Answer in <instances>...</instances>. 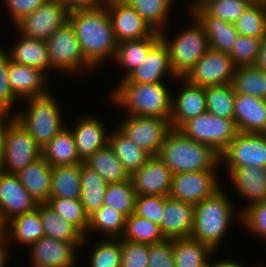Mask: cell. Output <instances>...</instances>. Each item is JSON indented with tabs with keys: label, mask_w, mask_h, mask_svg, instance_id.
I'll use <instances>...</instances> for the list:
<instances>
[{
	"label": "cell",
	"mask_w": 266,
	"mask_h": 267,
	"mask_svg": "<svg viewBox=\"0 0 266 267\" xmlns=\"http://www.w3.org/2000/svg\"><path fill=\"white\" fill-rule=\"evenodd\" d=\"M160 37H144L141 39L123 41L117 44L116 53L112 60L113 66L121 69L119 80H124L145 59L149 49ZM119 66V67H118Z\"/></svg>",
	"instance_id": "cell-30"
},
{
	"label": "cell",
	"mask_w": 266,
	"mask_h": 267,
	"mask_svg": "<svg viewBox=\"0 0 266 267\" xmlns=\"http://www.w3.org/2000/svg\"><path fill=\"white\" fill-rule=\"evenodd\" d=\"M108 144L130 175L151 157L148 152L137 146L117 126L110 128Z\"/></svg>",
	"instance_id": "cell-31"
},
{
	"label": "cell",
	"mask_w": 266,
	"mask_h": 267,
	"mask_svg": "<svg viewBox=\"0 0 266 267\" xmlns=\"http://www.w3.org/2000/svg\"><path fill=\"white\" fill-rule=\"evenodd\" d=\"M5 4L9 22L14 26L18 21H20L24 16L31 14L39 6L43 5L48 0H2Z\"/></svg>",
	"instance_id": "cell-54"
},
{
	"label": "cell",
	"mask_w": 266,
	"mask_h": 267,
	"mask_svg": "<svg viewBox=\"0 0 266 267\" xmlns=\"http://www.w3.org/2000/svg\"><path fill=\"white\" fill-rule=\"evenodd\" d=\"M45 42L51 67L57 75L60 73L72 77V80L73 78L78 80V78H82L81 76L97 72L83 55L74 28L69 21L57 29Z\"/></svg>",
	"instance_id": "cell-7"
},
{
	"label": "cell",
	"mask_w": 266,
	"mask_h": 267,
	"mask_svg": "<svg viewBox=\"0 0 266 267\" xmlns=\"http://www.w3.org/2000/svg\"><path fill=\"white\" fill-rule=\"evenodd\" d=\"M52 92L42 97L23 100L20 102L21 108L19 107L15 114V118L22 123L41 149L67 127L61 103Z\"/></svg>",
	"instance_id": "cell-5"
},
{
	"label": "cell",
	"mask_w": 266,
	"mask_h": 267,
	"mask_svg": "<svg viewBox=\"0 0 266 267\" xmlns=\"http://www.w3.org/2000/svg\"><path fill=\"white\" fill-rule=\"evenodd\" d=\"M126 217L112 208L103 205L89 217V227L84 237L121 238L125 230ZM97 233V234H96Z\"/></svg>",
	"instance_id": "cell-34"
},
{
	"label": "cell",
	"mask_w": 266,
	"mask_h": 267,
	"mask_svg": "<svg viewBox=\"0 0 266 267\" xmlns=\"http://www.w3.org/2000/svg\"><path fill=\"white\" fill-rule=\"evenodd\" d=\"M173 173L157 156L148 161L130 175L137 196H169Z\"/></svg>",
	"instance_id": "cell-22"
},
{
	"label": "cell",
	"mask_w": 266,
	"mask_h": 267,
	"mask_svg": "<svg viewBox=\"0 0 266 267\" xmlns=\"http://www.w3.org/2000/svg\"><path fill=\"white\" fill-rule=\"evenodd\" d=\"M68 21L74 28L83 55L97 71L114 59L118 43L105 5L69 11Z\"/></svg>",
	"instance_id": "cell-1"
},
{
	"label": "cell",
	"mask_w": 266,
	"mask_h": 267,
	"mask_svg": "<svg viewBox=\"0 0 266 267\" xmlns=\"http://www.w3.org/2000/svg\"><path fill=\"white\" fill-rule=\"evenodd\" d=\"M225 186V187H224ZM227 185L218 190L213 196L203 199L195 205V217L191 237L219 252L223 239L229 237L232 224L241 225V213L234 198L230 197ZM233 222V223H232Z\"/></svg>",
	"instance_id": "cell-2"
},
{
	"label": "cell",
	"mask_w": 266,
	"mask_h": 267,
	"mask_svg": "<svg viewBox=\"0 0 266 267\" xmlns=\"http://www.w3.org/2000/svg\"><path fill=\"white\" fill-rule=\"evenodd\" d=\"M18 37L12 42L9 49L3 50L8 54L10 61L31 66L44 72L49 78L51 73H56L51 67L47 44L44 40L32 39L19 34L13 27Z\"/></svg>",
	"instance_id": "cell-25"
},
{
	"label": "cell",
	"mask_w": 266,
	"mask_h": 267,
	"mask_svg": "<svg viewBox=\"0 0 266 267\" xmlns=\"http://www.w3.org/2000/svg\"><path fill=\"white\" fill-rule=\"evenodd\" d=\"M15 117V115L9 113H0V170L4 161V146L5 135L9 122Z\"/></svg>",
	"instance_id": "cell-55"
},
{
	"label": "cell",
	"mask_w": 266,
	"mask_h": 267,
	"mask_svg": "<svg viewBox=\"0 0 266 267\" xmlns=\"http://www.w3.org/2000/svg\"><path fill=\"white\" fill-rule=\"evenodd\" d=\"M80 163L52 167L50 197L80 199Z\"/></svg>",
	"instance_id": "cell-40"
},
{
	"label": "cell",
	"mask_w": 266,
	"mask_h": 267,
	"mask_svg": "<svg viewBox=\"0 0 266 267\" xmlns=\"http://www.w3.org/2000/svg\"><path fill=\"white\" fill-rule=\"evenodd\" d=\"M231 84L235 94L266 100V71L255 65L236 67Z\"/></svg>",
	"instance_id": "cell-41"
},
{
	"label": "cell",
	"mask_w": 266,
	"mask_h": 267,
	"mask_svg": "<svg viewBox=\"0 0 266 267\" xmlns=\"http://www.w3.org/2000/svg\"><path fill=\"white\" fill-rule=\"evenodd\" d=\"M137 194L131 179L123 182L108 183L103 205L111 206L126 218L135 212Z\"/></svg>",
	"instance_id": "cell-43"
},
{
	"label": "cell",
	"mask_w": 266,
	"mask_h": 267,
	"mask_svg": "<svg viewBox=\"0 0 266 267\" xmlns=\"http://www.w3.org/2000/svg\"><path fill=\"white\" fill-rule=\"evenodd\" d=\"M64 220L74 225L84 236L89 227V216L79 199L50 197L46 202Z\"/></svg>",
	"instance_id": "cell-45"
},
{
	"label": "cell",
	"mask_w": 266,
	"mask_h": 267,
	"mask_svg": "<svg viewBox=\"0 0 266 267\" xmlns=\"http://www.w3.org/2000/svg\"><path fill=\"white\" fill-rule=\"evenodd\" d=\"M207 112L221 118L234 119L235 91L231 83L204 87Z\"/></svg>",
	"instance_id": "cell-42"
},
{
	"label": "cell",
	"mask_w": 266,
	"mask_h": 267,
	"mask_svg": "<svg viewBox=\"0 0 266 267\" xmlns=\"http://www.w3.org/2000/svg\"><path fill=\"white\" fill-rule=\"evenodd\" d=\"M124 115L116 126L137 146L151 156H157L167 133L172 129L170 119Z\"/></svg>",
	"instance_id": "cell-12"
},
{
	"label": "cell",
	"mask_w": 266,
	"mask_h": 267,
	"mask_svg": "<svg viewBox=\"0 0 266 267\" xmlns=\"http://www.w3.org/2000/svg\"><path fill=\"white\" fill-rule=\"evenodd\" d=\"M263 39L239 35L233 43L229 56L236 67L254 65Z\"/></svg>",
	"instance_id": "cell-48"
},
{
	"label": "cell",
	"mask_w": 266,
	"mask_h": 267,
	"mask_svg": "<svg viewBox=\"0 0 266 267\" xmlns=\"http://www.w3.org/2000/svg\"><path fill=\"white\" fill-rule=\"evenodd\" d=\"M121 238L149 245L166 239L159 225L134 213L126 218L125 230Z\"/></svg>",
	"instance_id": "cell-44"
},
{
	"label": "cell",
	"mask_w": 266,
	"mask_h": 267,
	"mask_svg": "<svg viewBox=\"0 0 266 267\" xmlns=\"http://www.w3.org/2000/svg\"><path fill=\"white\" fill-rule=\"evenodd\" d=\"M254 265H255L254 267H264L263 265H261V266H260V265H258V264H257V265H256V264H254Z\"/></svg>",
	"instance_id": "cell-65"
},
{
	"label": "cell",
	"mask_w": 266,
	"mask_h": 267,
	"mask_svg": "<svg viewBox=\"0 0 266 267\" xmlns=\"http://www.w3.org/2000/svg\"><path fill=\"white\" fill-rule=\"evenodd\" d=\"M42 156V149L15 117L5 135L4 161L1 170L16 174Z\"/></svg>",
	"instance_id": "cell-10"
},
{
	"label": "cell",
	"mask_w": 266,
	"mask_h": 267,
	"mask_svg": "<svg viewBox=\"0 0 266 267\" xmlns=\"http://www.w3.org/2000/svg\"><path fill=\"white\" fill-rule=\"evenodd\" d=\"M57 4L65 6L69 11H72V0H49Z\"/></svg>",
	"instance_id": "cell-61"
},
{
	"label": "cell",
	"mask_w": 266,
	"mask_h": 267,
	"mask_svg": "<svg viewBox=\"0 0 266 267\" xmlns=\"http://www.w3.org/2000/svg\"><path fill=\"white\" fill-rule=\"evenodd\" d=\"M8 77L10 88L20 102L42 97L51 92V89H48L50 78L44 72L31 66L14 63L10 59Z\"/></svg>",
	"instance_id": "cell-23"
},
{
	"label": "cell",
	"mask_w": 266,
	"mask_h": 267,
	"mask_svg": "<svg viewBox=\"0 0 266 267\" xmlns=\"http://www.w3.org/2000/svg\"><path fill=\"white\" fill-rule=\"evenodd\" d=\"M175 267H204L216 253L192 237L173 238Z\"/></svg>",
	"instance_id": "cell-32"
},
{
	"label": "cell",
	"mask_w": 266,
	"mask_h": 267,
	"mask_svg": "<svg viewBox=\"0 0 266 267\" xmlns=\"http://www.w3.org/2000/svg\"><path fill=\"white\" fill-rule=\"evenodd\" d=\"M148 267H175L173 239L149 245Z\"/></svg>",
	"instance_id": "cell-53"
},
{
	"label": "cell",
	"mask_w": 266,
	"mask_h": 267,
	"mask_svg": "<svg viewBox=\"0 0 266 267\" xmlns=\"http://www.w3.org/2000/svg\"><path fill=\"white\" fill-rule=\"evenodd\" d=\"M251 3L254 4H264L266 5V0H249Z\"/></svg>",
	"instance_id": "cell-63"
},
{
	"label": "cell",
	"mask_w": 266,
	"mask_h": 267,
	"mask_svg": "<svg viewBox=\"0 0 266 267\" xmlns=\"http://www.w3.org/2000/svg\"><path fill=\"white\" fill-rule=\"evenodd\" d=\"M93 240L92 237H84L80 248L84 253H86L84 247L91 250H88L89 253H87L89 258L85 257L86 260L88 259L87 267H121V238H96L97 241ZM86 245L90 248H87Z\"/></svg>",
	"instance_id": "cell-33"
},
{
	"label": "cell",
	"mask_w": 266,
	"mask_h": 267,
	"mask_svg": "<svg viewBox=\"0 0 266 267\" xmlns=\"http://www.w3.org/2000/svg\"><path fill=\"white\" fill-rule=\"evenodd\" d=\"M105 6L112 21L117 43L144 37H160V33L155 32L125 1L109 0Z\"/></svg>",
	"instance_id": "cell-17"
},
{
	"label": "cell",
	"mask_w": 266,
	"mask_h": 267,
	"mask_svg": "<svg viewBox=\"0 0 266 267\" xmlns=\"http://www.w3.org/2000/svg\"><path fill=\"white\" fill-rule=\"evenodd\" d=\"M132 6L143 20L158 33L169 28L176 0H123ZM174 5V6H173ZM168 26V27H167Z\"/></svg>",
	"instance_id": "cell-35"
},
{
	"label": "cell",
	"mask_w": 266,
	"mask_h": 267,
	"mask_svg": "<svg viewBox=\"0 0 266 267\" xmlns=\"http://www.w3.org/2000/svg\"><path fill=\"white\" fill-rule=\"evenodd\" d=\"M11 248L6 233L0 234V267H9L8 262L11 260L9 257L14 255Z\"/></svg>",
	"instance_id": "cell-56"
},
{
	"label": "cell",
	"mask_w": 266,
	"mask_h": 267,
	"mask_svg": "<svg viewBox=\"0 0 266 267\" xmlns=\"http://www.w3.org/2000/svg\"><path fill=\"white\" fill-rule=\"evenodd\" d=\"M82 244L43 236L27 249L28 267H80Z\"/></svg>",
	"instance_id": "cell-13"
},
{
	"label": "cell",
	"mask_w": 266,
	"mask_h": 267,
	"mask_svg": "<svg viewBox=\"0 0 266 267\" xmlns=\"http://www.w3.org/2000/svg\"><path fill=\"white\" fill-rule=\"evenodd\" d=\"M42 157L52 167L82 163L78 157L73 133L68 127L57 134L42 149Z\"/></svg>",
	"instance_id": "cell-36"
},
{
	"label": "cell",
	"mask_w": 266,
	"mask_h": 267,
	"mask_svg": "<svg viewBox=\"0 0 266 267\" xmlns=\"http://www.w3.org/2000/svg\"><path fill=\"white\" fill-rule=\"evenodd\" d=\"M8 68L9 56L0 46V113L15 115L18 111L20 101L15 97L10 88Z\"/></svg>",
	"instance_id": "cell-50"
},
{
	"label": "cell",
	"mask_w": 266,
	"mask_h": 267,
	"mask_svg": "<svg viewBox=\"0 0 266 267\" xmlns=\"http://www.w3.org/2000/svg\"><path fill=\"white\" fill-rule=\"evenodd\" d=\"M105 4V0H72V11L78 9H96Z\"/></svg>",
	"instance_id": "cell-57"
},
{
	"label": "cell",
	"mask_w": 266,
	"mask_h": 267,
	"mask_svg": "<svg viewBox=\"0 0 266 267\" xmlns=\"http://www.w3.org/2000/svg\"><path fill=\"white\" fill-rule=\"evenodd\" d=\"M190 14L203 26L209 48L229 54L239 36L235 24L210 15L203 7L195 9Z\"/></svg>",
	"instance_id": "cell-27"
},
{
	"label": "cell",
	"mask_w": 266,
	"mask_h": 267,
	"mask_svg": "<svg viewBox=\"0 0 266 267\" xmlns=\"http://www.w3.org/2000/svg\"><path fill=\"white\" fill-rule=\"evenodd\" d=\"M251 4L249 0H210L203 8L214 17L235 23Z\"/></svg>",
	"instance_id": "cell-49"
},
{
	"label": "cell",
	"mask_w": 266,
	"mask_h": 267,
	"mask_svg": "<svg viewBox=\"0 0 266 267\" xmlns=\"http://www.w3.org/2000/svg\"><path fill=\"white\" fill-rule=\"evenodd\" d=\"M179 130L188 138L211 146L219 155L239 132L234 119L217 117L207 111L186 121Z\"/></svg>",
	"instance_id": "cell-8"
},
{
	"label": "cell",
	"mask_w": 266,
	"mask_h": 267,
	"mask_svg": "<svg viewBox=\"0 0 266 267\" xmlns=\"http://www.w3.org/2000/svg\"><path fill=\"white\" fill-rule=\"evenodd\" d=\"M5 233L10 246L16 243L26 248L31 246L45 236L39 210L36 208L11 219L5 224Z\"/></svg>",
	"instance_id": "cell-29"
},
{
	"label": "cell",
	"mask_w": 266,
	"mask_h": 267,
	"mask_svg": "<svg viewBox=\"0 0 266 267\" xmlns=\"http://www.w3.org/2000/svg\"><path fill=\"white\" fill-rule=\"evenodd\" d=\"M83 163L98 172L107 183L130 179V174L118 160L109 144L89 156Z\"/></svg>",
	"instance_id": "cell-38"
},
{
	"label": "cell",
	"mask_w": 266,
	"mask_h": 267,
	"mask_svg": "<svg viewBox=\"0 0 266 267\" xmlns=\"http://www.w3.org/2000/svg\"><path fill=\"white\" fill-rule=\"evenodd\" d=\"M190 25L179 29L177 34H170L167 29L160 33V38L165 42L169 52V62L176 77H185L195 63L209 49V41L203 26L191 14L186 13ZM173 35V36H171Z\"/></svg>",
	"instance_id": "cell-6"
},
{
	"label": "cell",
	"mask_w": 266,
	"mask_h": 267,
	"mask_svg": "<svg viewBox=\"0 0 266 267\" xmlns=\"http://www.w3.org/2000/svg\"><path fill=\"white\" fill-rule=\"evenodd\" d=\"M157 157L173 175L204 170H221L220 155L209 145L185 136L179 129H171L159 149Z\"/></svg>",
	"instance_id": "cell-4"
},
{
	"label": "cell",
	"mask_w": 266,
	"mask_h": 267,
	"mask_svg": "<svg viewBox=\"0 0 266 267\" xmlns=\"http://www.w3.org/2000/svg\"><path fill=\"white\" fill-rule=\"evenodd\" d=\"M216 254L217 252L213 255V258H211L210 261L204 267H214V257Z\"/></svg>",
	"instance_id": "cell-62"
},
{
	"label": "cell",
	"mask_w": 266,
	"mask_h": 267,
	"mask_svg": "<svg viewBox=\"0 0 266 267\" xmlns=\"http://www.w3.org/2000/svg\"><path fill=\"white\" fill-rule=\"evenodd\" d=\"M38 204L23 187L17 174L0 170V218L4 224L18 215L35 210Z\"/></svg>",
	"instance_id": "cell-20"
},
{
	"label": "cell",
	"mask_w": 266,
	"mask_h": 267,
	"mask_svg": "<svg viewBox=\"0 0 266 267\" xmlns=\"http://www.w3.org/2000/svg\"><path fill=\"white\" fill-rule=\"evenodd\" d=\"M76 118L74 125L70 122L72 127L68 123L67 127L73 133L78 157L83 162L108 144L110 131L109 127H106L107 125H105L103 118L101 119L94 112L85 115H80L79 113V117Z\"/></svg>",
	"instance_id": "cell-18"
},
{
	"label": "cell",
	"mask_w": 266,
	"mask_h": 267,
	"mask_svg": "<svg viewBox=\"0 0 266 267\" xmlns=\"http://www.w3.org/2000/svg\"><path fill=\"white\" fill-rule=\"evenodd\" d=\"M177 79L173 73L167 45L160 38L148 51L140 65L124 80L118 83L151 84L158 82H174ZM169 80V81H168Z\"/></svg>",
	"instance_id": "cell-19"
},
{
	"label": "cell",
	"mask_w": 266,
	"mask_h": 267,
	"mask_svg": "<svg viewBox=\"0 0 266 267\" xmlns=\"http://www.w3.org/2000/svg\"><path fill=\"white\" fill-rule=\"evenodd\" d=\"M226 178L233 186L235 197L241 198L243 204L238 208L242 213L249 206L266 200V168L252 166L232 169Z\"/></svg>",
	"instance_id": "cell-21"
},
{
	"label": "cell",
	"mask_w": 266,
	"mask_h": 267,
	"mask_svg": "<svg viewBox=\"0 0 266 267\" xmlns=\"http://www.w3.org/2000/svg\"><path fill=\"white\" fill-rule=\"evenodd\" d=\"M195 205L164 196L160 229L166 239L191 237Z\"/></svg>",
	"instance_id": "cell-24"
},
{
	"label": "cell",
	"mask_w": 266,
	"mask_h": 267,
	"mask_svg": "<svg viewBox=\"0 0 266 267\" xmlns=\"http://www.w3.org/2000/svg\"><path fill=\"white\" fill-rule=\"evenodd\" d=\"M254 65L266 71V36L262 40L260 52Z\"/></svg>",
	"instance_id": "cell-59"
},
{
	"label": "cell",
	"mask_w": 266,
	"mask_h": 267,
	"mask_svg": "<svg viewBox=\"0 0 266 267\" xmlns=\"http://www.w3.org/2000/svg\"><path fill=\"white\" fill-rule=\"evenodd\" d=\"M172 83L177 89H172L170 125L172 129H179L186 121L207 111L205 91L184 77H177Z\"/></svg>",
	"instance_id": "cell-15"
},
{
	"label": "cell",
	"mask_w": 266,
	"mask_h": 267,
	"mask_svg": "<svg viewBox=\"0 0 266 267\" xmlns=\"http://www.w3.org/2000/svg\"><path fill=\"white\" fill-rule=\"evenodd\" d=\"M164 196H137L134 214L160 225L163 216Z\"/></svg>",
	"instance_id": "cell-52"
},
{
	"label": "cell",
	"mask_w": 266,
	"mask_h": 267,
	"mask_svg": "<svg viewBox=\"0 0 266 267\" xmlns=\"http://www.w3.org/2000/svg\"><path fill=\"white\" fill-rule=\"evenodd\" d=\"M221 170H204L177 173L172 177L169 197L186 203L198 204L203 199L213 196L223 187ZM221 178H220V176Z\"/></svg>",
	"instance_id": "cell-11"
},
{
	"label": "cell",
	"mask_w": 266,
	"mask_h": 267,
	"mask_svg": "<svg viewBox=\"0 0 266 267\" xmlns=\"http://www.w3.org/2000/svg\"><path fill=\"white\" fill-rule=\"evenodd\" d=\"M68 16L69 10L65 6L48 0L13 28L25 37L46 41L68 21Z\"/></svg>",
	"instance_id": "cell-14"
},
{
	"label": "cell",
	"mask_w": 266,
	"mask_h": 267,
	"mask_svg": "<svg viewBox=\"0 0 266 267\" xmlns=\"http://www.w3.org/2000/svg\"><path fill=\"white\" fill-rule=\"evenodd\" d=\"M266 168V134L238 132L220 154V167L225 175L239 167ZM225 168V169H224Z\"/></svg>",
	"instance_id": "cell-9"
},
{
	"label": "cell",
	"mask_w": 266,
	"mask_h": 267,
	"mask_svg": "<svg viewBox=\"0 0 266 267\" xmlns=\"http://www.w3.org/2000/svg\"><path fill=\"white\" fill-rule=\"evenodd\" d=\"M5 232V224L2 222L0 218V234H3Z\"/></svg>",
	"instance_id": "cell-64"
},
{
	"label": "cell",
	"mask_w": 266,
	"mask_h": 267,
	"mask_svg": "<svg viewBox=\"0 0 266 267\" xmlns=\"http://www.w3.org/2000/svg\"><path fill=\"white\" fill-rule=\"evenodd\" d=\"M149 244L121 238V267H148Z\"/></svg>",
	"instance_id": "cell-51"
},
{
	"label": "cell",
	"mask_w": 266,
	"mask_h": 267,
	"mask_svg": "<svg viewBox=\"0 0 266 267\" xmlns=\"http://www.w3.org/2000/svg\"><path fill=\"white\" fill-rule=\"evenodd\" d=\"M16 174L23 187L38 203H45L49 200L52 187V166L42 156Z\"/></svg>",
	"instance_id": "cell-28"
},
{
	"label": "cell",
	"mask_w": 266,
	"mask_h": 267,
	"mask_svg": "<svg viewBox=\"0 0 266 267\" xmlns=\"http://www.w3.org/2000/svg\"><path fill=\"white\" fill-rule=\"evenodd\" d=\"M37 209L46 237L66 242H83L84 235L74 225L57 214L46 202L39 203Z\"/></svg>",
	"instance_id": "cell-39"
},
{
	"label": "cell",
	"mask_w": 266,
	"mask_h": 267,
	"mask_svg": "<svg viewBox=\"0 0 266 267\" xmlns=\"http://www.w3.org/2000/svg\"><path fill=\"white\" fill-rule=\"evenodd\" d=\"M241 229L266 243V200L253 204L241 213ZM250 233V234H249Z\"/></svg>",
	"instance_id": "cell-47"
},
{
	"label": "cell",
	"mask_w": 266,
	"mask_h": 267,
	"mask_svg": "<svg viewBox=\"0 0 266 267\" xmlns=\"http://www.w3.org/2000/svg\"><path fill=\"white\" fill-rule=\"evenodd\" d=\"M172 85L170 82L117 83L107 99L127 115L170 119Z\"/></svg>",
	"instance_id": "cell-3"
},
{
	"label": "cell",
	"mask_w": 266,
	"mask_h": 267,
	"mask_svg": "<svg viewBox=\"0 0 266 267\" xmlns=\"http://www.w3.org/2000/svg\"><path fill=\"white\" fill-rule=\"evenodd\" d=\"M234 24L239 35L263 39L266 36V5L252 3Z\"/></svg>",
	"instance_id": "cell-46"
},
{
	"label": "cell",
	"mask_w": 266,
	"mask_h": 267,
	"mask_svg": "<svg viewBox=\"0 0 266 267\" xmlns=\"http://www.w3.org/2000/svg\"><path fill=\"white\" fill-rule=\"evenodd\" d=\"M81 195L80 201L90 217L103 206L107 182L101 175L83 162L80 163Z\"/></svg>",
	"instance_id": "cell-37"
},
{
	"label": "cell",
	"mask_w": 266,
	"mask_h": 267,
	"mask_svg": "<svg viewBox=\"0 0 266 267\" xmlns=\"http://www.w3.org/2000/svg\"><path fill=\"white\" fill-rule=\"evenodd\" d=\"M236 66L228 53L209 48L184 77L202 86H216L232 82Z\"/></svg>",
	"instance_id": "cell-16"
},
{
	"label": "cell",
	"mask_w": 266,
	"mask_h": 267,
	"mask_svg": "<svg viewBox=\"0 0 266 267\" xmlns=\"http://www.w3.org/2000/svg\"><path fill=\"white\" fill-rule=\"evenodd\" d=\"M234 121L239 132L266 134V100L235 94Z\"/></svg>",
	"instance_id": "cell-26"
},
{
	"label": "cell",
	"mask_w": 266,
	"mask_h": 267,
	"mask_svg": "<svg viewBox=\"0 0 266 267\" xmlns=\"http://www.w3.org/2000/svg\"><path fill=\"white\" fill-rule=\"evenodd\" d=\"M210 0H188V3L186 4V12L187 14H190L192 11H194L195 9L201 8L203 7L207 2H209Z\"/></svg>",
	"instance_id": "cell-60"
},
{
	"label": "cell",
	"mask_w": 266,
	"mask_h": 267,
	"mask_svg": "<svg viewBox=\"0 0 266 267\" xmlns=\"http://www.w3.org/2000/svg\"><path fill=\"white\" fill-rule=\"evenodd\" d=\"M217 256L214 259V267H249V266H245L246 264L241 262V260L239 259H233L232 257H222L219 255L220 258H217ZM217 258V259H216ZM251 267H254L251 266Z\"/></svg>",
	"instance_id": "cell-58"
}]
</instances>
